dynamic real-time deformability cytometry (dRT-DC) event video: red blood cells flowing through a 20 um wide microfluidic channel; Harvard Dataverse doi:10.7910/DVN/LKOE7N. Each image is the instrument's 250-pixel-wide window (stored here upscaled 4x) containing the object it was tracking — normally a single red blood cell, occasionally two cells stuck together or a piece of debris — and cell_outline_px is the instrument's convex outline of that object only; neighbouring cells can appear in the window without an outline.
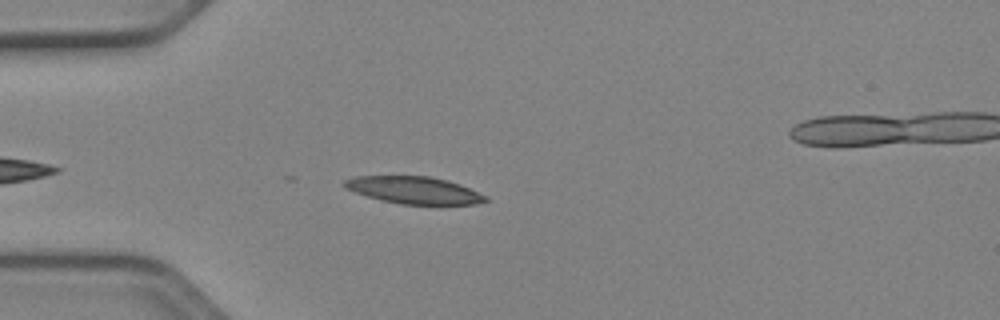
{"species": "Egyptian fruit bat (a non-hibernating species)", "species_latin": "Rousettus aegyptiacus", "temperature_condition": "cold", "stored_images_in_passage": 19, "camera_frame_rate_fps": 3000, "um_per_image_px": 0.085, "animal": {"sex": "female"}, "frame": {"image": 1, "passage_image": 6, "time_ms": 1.667, "image_size_px": [1000, 320], "cell_outline_px": [[488, 200], [476, 204], [400, 204], [380, 200], [344, 188], [340, 184], [344, 180], [356, 176], [428, 176], [448, 180], [460, 184], [488, 196]], "centroid_in_image_um": [35.18, 16.16], "position_along_channel_um": 49.8, "area_um2": 22.37}}
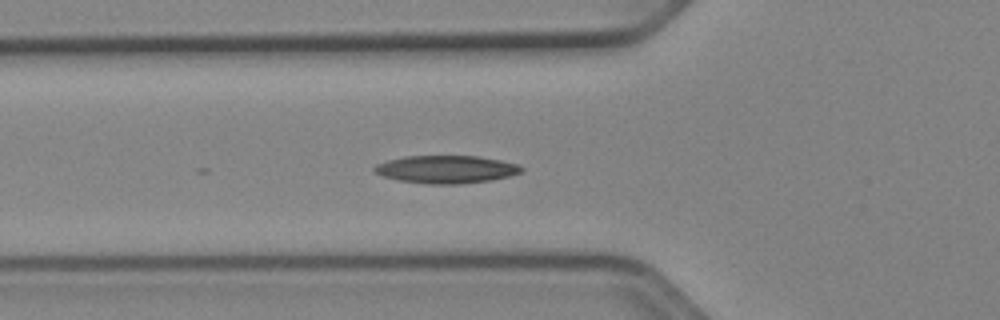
{"frame": {"image": 2, "passage_image": 10, "time_ms": 3.0, "image_size_px": [1000, 320], "cell_outline_px": [[524, 168], [520, 172], [508, 176], [492, 180], [460, 184], [428, 184], [396, 180], [384, 176], [376, 172], [372, 168], [376, 164], [388, 160], [408, 156], [476, 156], [500, 160], [520, 164]], "centroid_in_image_um": [37.94, 14.4], "position_along_channel_um": 87.9, "area_um2": 23.76}}
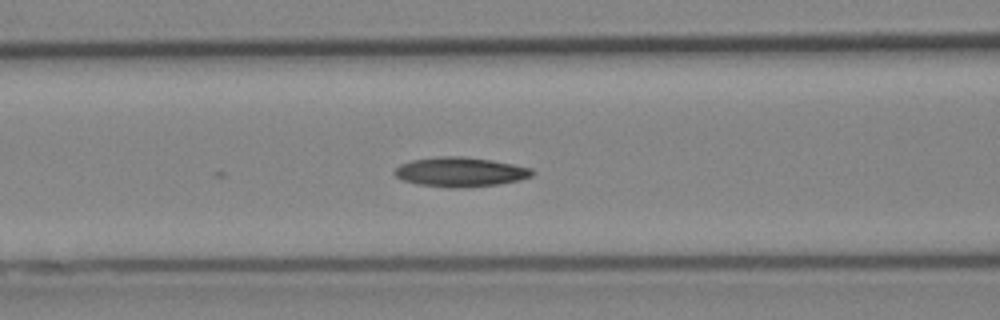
{"frame": {"image": 3, "passage_image": 13, "time_ms": 4.0, "image_size_px": [1000, 320], "cell_outline_px": [[536, 172], [532, 176], [520, 180], [496, 184], [460, 188], [448, 188], [416, 184], [400, 180], [392, 172], [400, 164], [412, 160], [440, 156], [464, 156], [492, 160], [532, 168]], "centroid_in_image_um": [39.1, 14.62], "position_along_channel_um": 127.5, "area_um2": 23.87}}